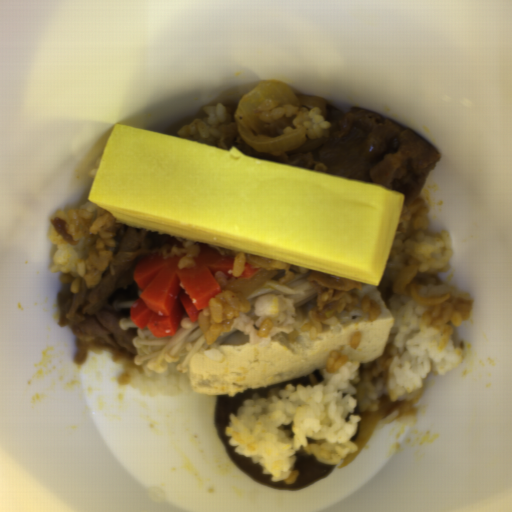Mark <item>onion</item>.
<instances>
[{
    "mask_svg": "<svg viewBox=\"0 0 512 512\" xmlns=\"http://www.w3.org/2000/svg\"><path fill=\"white\" fill-rule=\"evenodd\" d=\"M277 105L293 104L300 106L298 94L294 93L288 82L263 81L252 91L243 95L234 112L239 135L256 152L276 153L289 151L302 146L307 139L304 129H294L287 135L265 137L257 128L260 121V109L263 103Z\"/></svg>",
    "mask_w": 512,
    "mask_h": 512,
    "instance_id": "obj_1",
    "label": "onion"
},
{
    "mask_svg": "<svg viewBox=\"0 0 512 512\" xmlns=\"http://www.w3.org/2000/svg\"><path fill=\"white\" fill-rule=\"evenodd\" d=\"M378 401L379 405L377 410L361 412V418L357 423L356 433L350 438L351 443L356 444L358 449L357 451L348 453L338 468L341 469L351 463L371 439L381 420L406 404L408 399L404 401H389L388 397L381 396Z\"/></svg>",
    "mask_w": 512,
    "mask_h": 512,
    "instance_id": "obj_2",
    "label": "onion"
},
{
    "mask_svg": "<svg viewBox=\"0 0 512 512\" xmlns=\"http://www.w3.org/2000/svg\"><path fill=\"white\" fill-rule=\"evenodd\" d=\"M278 273L272 269H259L249 278H228L220 270L215 272L221 291H232L239 301L243 302L256 293L263 285Z\"/></svg>",
    "mask_w": 512,
    "mask_h": 512,
    "instance_id": "obj_3",
    "label": "onion"
}]
</instances>
